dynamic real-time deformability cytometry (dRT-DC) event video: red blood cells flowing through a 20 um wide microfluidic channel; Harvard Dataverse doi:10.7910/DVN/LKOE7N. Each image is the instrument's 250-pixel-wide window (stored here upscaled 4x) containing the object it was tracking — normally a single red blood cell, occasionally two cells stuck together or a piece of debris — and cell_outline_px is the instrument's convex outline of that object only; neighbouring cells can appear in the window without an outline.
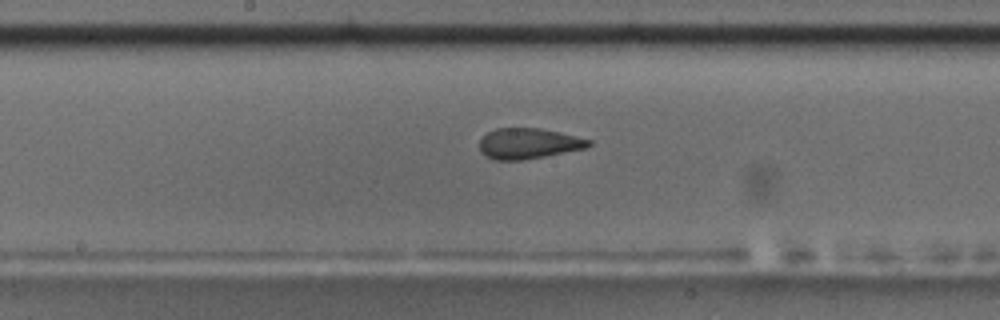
{"species": "common noctule bat (a hibernating species)", "species_latin": "Nyctalus noctula", "temperature_condition": "room temperature", "stored_images_in_passage": 46, "camera_frame_rate_fps": 3000, "um_per_image_px": 0.085, "animal": {"sex": "male", "body_mass_g": 17.5, "forearm_length_mm": 52.3}, "frame": {"image": 1, "passage_image": 20, "time_ms": 6.333, "image_size_px": [1000, 320], "cell_outline_px": [[592, 144], [584, 148], [544, 156], [520, 160], [496, 160], [484, 156], [480, 152], [480, 140], [488, 132], [496, 128], [540, 128], [560, 132], [592, 140]], "centroid_in_image_um": [44.9, 12.19], "position_along_channel_um": 203.3, "area_um2": 19.36}, "authors_computed_cell_mechanics": {"area_um2": 20.7791, "velocity_mm_per_s": 3.7055, "shape_relaxation_time_tau1_ms": 8.5117, "shape_relaxation_time_tau2_ms": 1.5151, "deformation_change_tau1": 0.1851, "deformation_change_tau2": 0.0834}}